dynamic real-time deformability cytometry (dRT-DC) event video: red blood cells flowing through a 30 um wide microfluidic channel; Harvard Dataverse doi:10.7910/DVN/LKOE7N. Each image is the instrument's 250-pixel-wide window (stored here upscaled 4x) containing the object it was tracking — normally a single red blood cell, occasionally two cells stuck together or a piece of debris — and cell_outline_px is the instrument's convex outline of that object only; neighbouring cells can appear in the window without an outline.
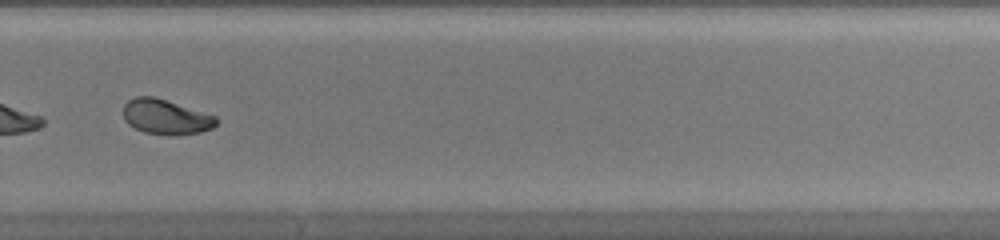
{"species": "common noctule bat (a hibernating species)", "species_latin": "Nyctalus noctula", "temperature_condition": "warm", "stored_images_in_passage": 49, "camera_frame_rate_fps": 3000, "um_per_image_px": 0.085, "animal": {"sex": "female", "body_mass_g": 20.0, "forearm_length_mm": 54.0}, "frame": {"image": 1, "passage_image": 35, "time_ms": 11.333, "image_size_px": [1000, 240], "cell_outline_px": [[216, 124], [212, 128], [200, 132], [144, 132], [128, 124], [124, 120], [124, 104], [128, 100], [136, 96], [152, 96], [216, 116]], "centroid_in_image_um": [14.04, 9.88], "position_along_channel_um": 315.8, "area_um2": 17.92}, "authors_computed_cell_mechanics": {"area_um2": 20.1144, "velocity_mm_per_s": 4.18, "shape_relaxation_time_tau1_ms": 3.0973, "shape_relaxation_time_tau2_ms": 2.0277, "deformation_change_tau1": 0.1818, "deformation_change_tau2": 0.0666}}